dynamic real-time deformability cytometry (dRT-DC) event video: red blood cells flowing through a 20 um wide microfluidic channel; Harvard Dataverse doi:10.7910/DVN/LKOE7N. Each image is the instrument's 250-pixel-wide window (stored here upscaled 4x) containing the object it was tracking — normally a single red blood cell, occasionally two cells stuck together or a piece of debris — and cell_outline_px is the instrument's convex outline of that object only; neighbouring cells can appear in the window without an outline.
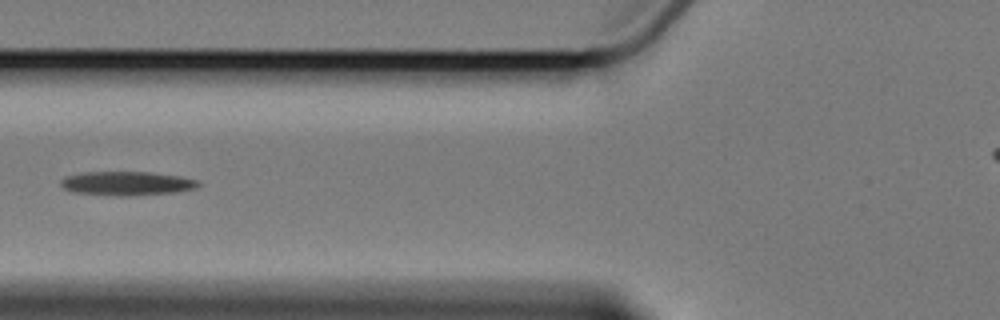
{"species": "Egyptian fruit bat (a non-hibernating species)", "species_latin": "Rousettus aegyptiacus", "temperature_condition": "cold", "stored_images_in_passage": 8, "camera_frame_rate_fps": 3000, "um_per_image_px": 0.085, "animal": {"sex": "female"}, "frame": {"image": 1, "passage_image": 7, "time_ms": 7.0, "image_size_px": [1000, 320], "cell_outline_px": [[200, 184], [196, 188], [176, 192], [128, 196], [120, 196], [72, 192], [64, 188], [60, 184], [60, 180], [68, 176], [84, 172], [148, 172], [180, 176], [196, 180]], "centroid_in_image_um": [10.77, 15.59], "position_along_channel_um": 115.0, "area_um2": 19.07}}
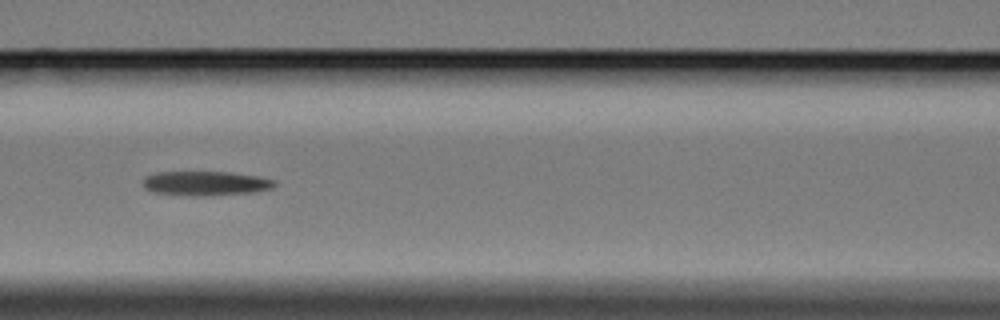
{"frame": {"image": 2, "passage_image": 8, "time_ms": 8.0, "image_size_px": [1000, 320], "cell_outline_px": [[276, 184], [272, 188], [252, 192], [200, 196], [152, 192], [144, 188], [144, 176], [156, 172], [228, 172], [256, 176], [276, 180]], "centroid_in_image_um": [17.46, 15.57], "position_along_channel_um": 149.1, "area_um2": 18.5}}